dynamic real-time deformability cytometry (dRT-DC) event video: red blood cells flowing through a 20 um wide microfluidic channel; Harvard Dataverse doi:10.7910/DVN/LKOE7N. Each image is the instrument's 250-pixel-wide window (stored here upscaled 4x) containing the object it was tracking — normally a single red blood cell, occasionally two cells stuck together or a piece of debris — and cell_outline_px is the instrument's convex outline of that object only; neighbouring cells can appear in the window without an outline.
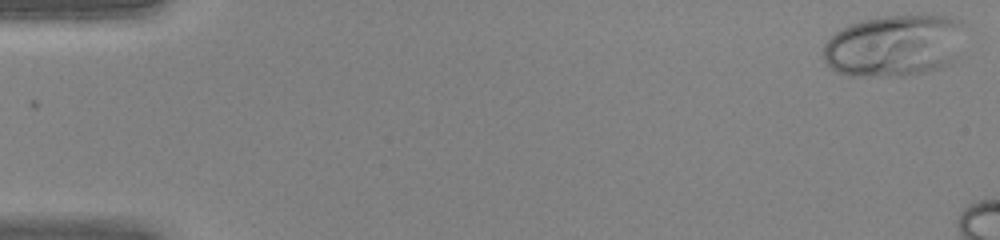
{"species": "human", "species_latin": "Homo sapiens", "temperature_condition": "warm", "stored_images_in_passage": 9, "camera_frame_rate_fps": 3000, "um_per_image_px": 0.085, "donor": {"sex": "female"}, "frame": {"image": 1, "passage_image": 1, "time_ms": 0.0, "image_size_px": [1000, 240], "cell_outline_px": [[964, 24], [956, 56], [952, 64], [944, 68], [924, 72], [900, 76], [848, 76], [836, 72], [824, 60], [824, 44], [840, 28], [864, 20], [884, 16], [920, 12], [948, 16], [960, 20]], "centroid_in_image_um": [76.05, 3.85], "position_along_channel_um": 8.9, "area_um2": 51.9}}